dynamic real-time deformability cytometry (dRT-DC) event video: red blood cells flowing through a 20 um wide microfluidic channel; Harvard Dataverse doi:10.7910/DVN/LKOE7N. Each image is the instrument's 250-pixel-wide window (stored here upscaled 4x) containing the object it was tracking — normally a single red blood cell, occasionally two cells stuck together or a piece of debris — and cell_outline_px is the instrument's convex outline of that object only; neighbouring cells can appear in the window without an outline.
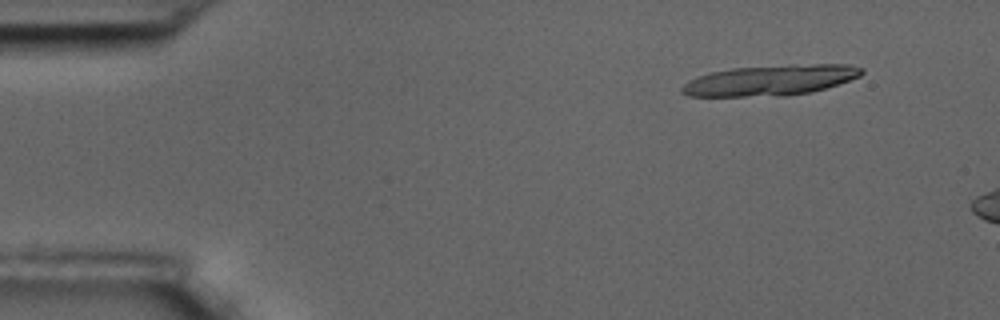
{"species": "common noctule bat (a hibernating species)", "species_latin": "Nyctalus noctula", "temperature_condition": "room temperature", "stored_images_in_passage": 12, "camera_frame_rate_fps": 3000, "um_per_image_px": 0.085, "animal": {"sex": "male", "body_mass_g": 17.5, "forearm_length_mm": 52.3}, "frame": {"image": 1, "passage_image": 6, "time_ms": 1.667, "image_size_px": [1000, 320], "cell_outline_px": [[864, 72], [860, 76], [812, 92], [784, 96], [688, 96], [680, 92], [680, 88], [688, 80], [708, 72], [732, 68], [792, 64], [848, 64], [864, 68]], "centroid_in_image_um": [65.45, 6.81], "position_along_channel_um": 19.5, "area_um2": 32.19}}